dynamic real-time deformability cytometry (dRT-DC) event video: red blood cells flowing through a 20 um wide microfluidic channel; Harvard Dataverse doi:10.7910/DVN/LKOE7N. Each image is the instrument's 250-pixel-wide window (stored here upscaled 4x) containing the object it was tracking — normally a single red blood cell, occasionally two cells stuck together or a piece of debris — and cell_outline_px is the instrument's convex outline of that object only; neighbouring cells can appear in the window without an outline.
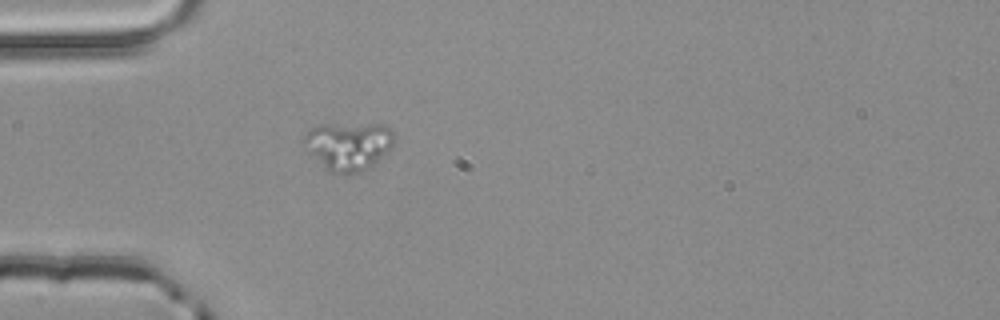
{"species": "common noctule bat (a hibernating species)", "species_latin": "Nyctalus noctula", "temperature_condition": "room temperature", "stored_images_in_passage": 1, "camera_frame_rate_fps": 3000, "um_per_image_px": 0.085, "animal": {"sex": "male", "body_mass_g": 20.4}, "frame": {"image": 1, "passage_image": 1, "time_ms": 0.0, "image_size_px": [1000, 320], "cell_outline_px": [[396, 136], [388, 152], [368, 168], [360, 172], [348, 176], [340, 176], [332, 172], [308, 152], [304, 140], [304, 136], [312, 128], [320, 124], [384, 124], [396, 132]], "centroid_in_image_um": [29.67, 12.4], "position_along_channel_um": 55.3, "area_um2": 25.55}}